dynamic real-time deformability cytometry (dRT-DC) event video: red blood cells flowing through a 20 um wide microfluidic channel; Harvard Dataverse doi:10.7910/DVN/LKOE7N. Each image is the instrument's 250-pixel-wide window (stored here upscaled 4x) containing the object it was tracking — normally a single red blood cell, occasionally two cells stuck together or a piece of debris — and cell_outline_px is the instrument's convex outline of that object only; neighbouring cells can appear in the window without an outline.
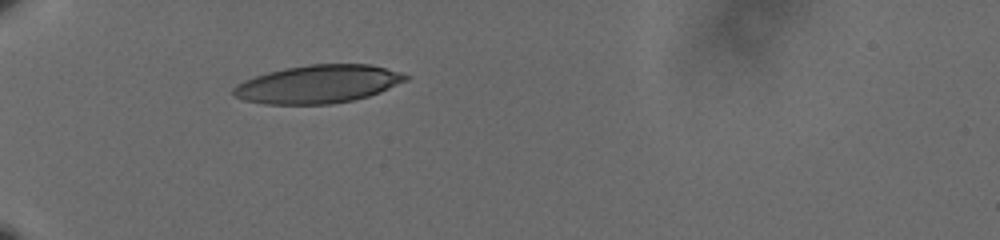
{"species": "human", "species_latin": "Homo sapiens", "temperature_condition": "cold", "stored_images_in_passage": 36, "camera_frame_rate_fps": 3000, "um_per_image_px": 0.085, "donor": {"sex": "male"}, "frame": {"image": 1, "passage_image": 1, "time_ms": 0.0, "image_size_px": [1000, 240], "cell_outline_px": [[408, 80], [380, 92], [368, 96], [352, 100], [332, 104], [268, 104], [244, 100], [236, 96], [232, 92], [232, 88], [236, 84], [244, 80], [268, 72], [284, 68], [308, 64], [368, 64], [384, 68], [408, 76]], "centroid_in_image_um": [27.0, 7.15], "position_along_channel_um": 58.0, "area_um2": 37.97}}
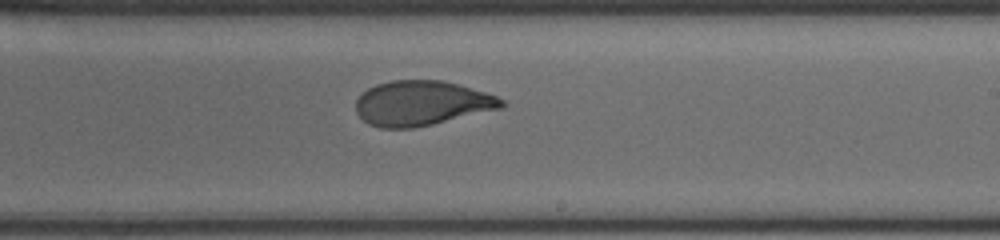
{"frame": {"image": 2, "passage_image": 19, "time_ms": 6.0, "image_size_px": [1000, 240], "cell_outline_px": [[504, 104], [500, 108], [432, 124], [412, 128], [380, 128], [368, 124], [356, 112], [356, 100], [368, 88], [376, 84], [392, 80], [440, 80], [456, 84], [484, 92], [496, 96], [504, 100]], "centroid_in_image_um": [35.79, 8.77], "position_along_channel_um": 253.2, "area_um2": 37.57}}
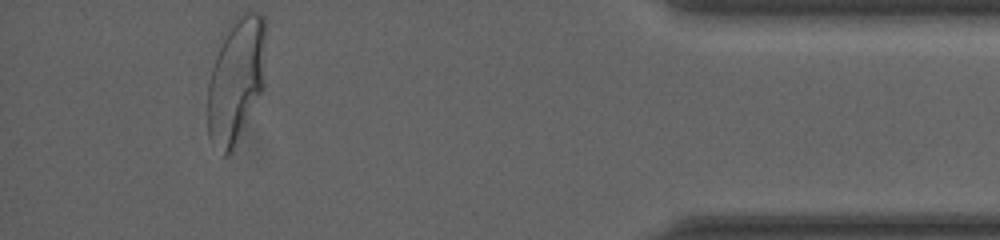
{"frame": {"image": 3, "passage_image": 36, "time_ms": 11.667, "image_size_px": [1000, 240], "cell_outline_px": [[264, 88], [228, 156], [224, 156], [208, 136], [208, 84], [212, 68], [216, 56], [228, 24], [236, 16], [244, 12], [260, 12], [264, 16]], "centroid_in_image_um": [20.06, 6.76], "position_along_channel_um": 415.1, "area_um2": 41.91}, "authors_computed_cell_mechanics": {"area_um2": 38.8994, "velocity_mm_per_s": 3.6127, "shape_relaxation_time_tau1_ms": 5.4641, "shape_relaxation_time_tau2_ms": 0.9329, "deformation_change_tau1": 0.192, "deformation_change_tau2": 0.0651}}